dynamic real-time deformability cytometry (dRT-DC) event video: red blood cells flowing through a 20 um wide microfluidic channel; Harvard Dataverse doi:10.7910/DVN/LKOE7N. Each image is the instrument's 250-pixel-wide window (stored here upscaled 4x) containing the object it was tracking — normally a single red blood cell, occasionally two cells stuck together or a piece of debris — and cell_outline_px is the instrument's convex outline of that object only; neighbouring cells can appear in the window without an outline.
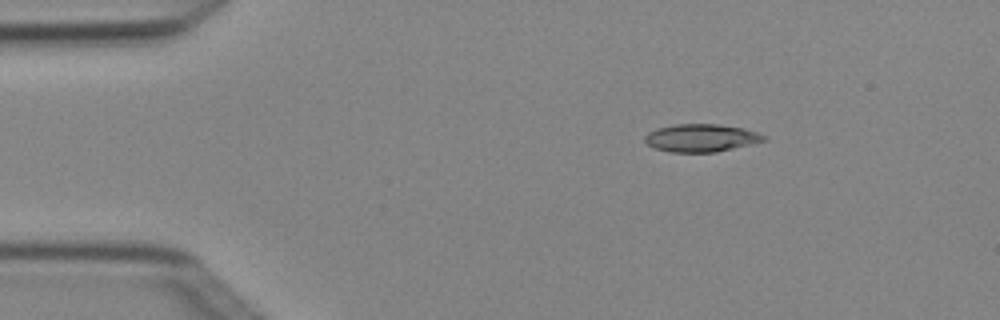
{"species": "Egyptian fruit bat (a non-hibernating species)", "species_latin": "Rousettus aegyptiacus", "temperature_condition": "cold", "stored_images_in_passage": 5, "camera_frame_rate_fps": 3000, "um_per_image_px": 0.085, "animal": {"sex": "female"}, "frame": {"image": 1, "passage_image": 3, "time_ms": 0.667, "image_size_px": [1000, 320], "cell_outline_px": [[768, 140], [716, 152], [672, 152], [656, 148], [648, 144], [644, 140], [644, 136], [648, 132], [656, 128], [676, 124], [716, 124], [744, 128], [756, 132], [764, 136]], "centroid_in_image_um": [59.58, 11.72], "position_along_channel_um": 25.4, "area_um2": 19.13}}
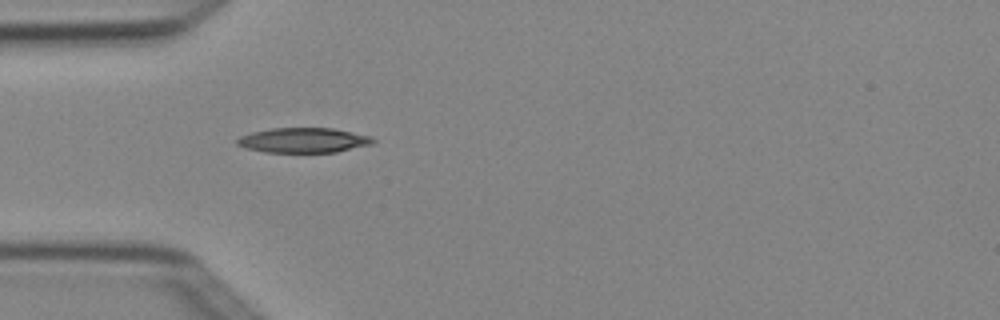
{"frame": {"image": 2, "passage_image": 5, "time_ms": 1.333, "image_size_px": [1000, 320], "cell_outline_px": [[376, 140], [372, 144], [336, 152], [264, 152], [248, 148], [236, 144], [236, 140], [240, 136], [252, 132], [272, 128], [332, 128], [372, 136]], "centroid_in_image_um": [25.81, 11.92], "position_along_channel_um": 59.2, "area_um2": 19.65}}